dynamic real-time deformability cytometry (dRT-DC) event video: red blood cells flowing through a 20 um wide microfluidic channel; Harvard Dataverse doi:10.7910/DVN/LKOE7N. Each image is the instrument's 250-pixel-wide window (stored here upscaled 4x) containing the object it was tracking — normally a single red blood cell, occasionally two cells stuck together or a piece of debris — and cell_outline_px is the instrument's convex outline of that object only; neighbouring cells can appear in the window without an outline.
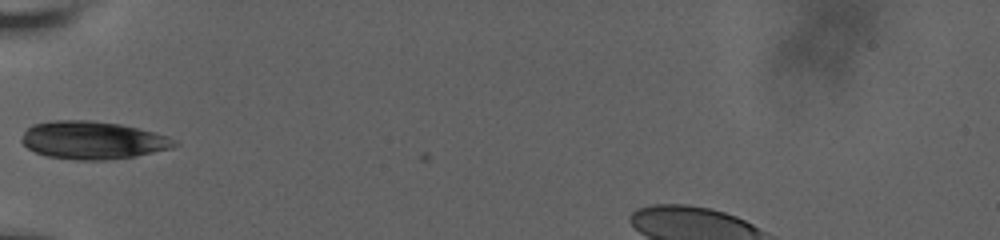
{"species": "human", "species_latin": "Homo sapiens", "temperature_condition": "room temperature", "stored_images_in_passage": 46, "camera_frame_rate_fps": 3000, "um_per_image_px": 0.085, "donor": {"sex": "male"}, "frame": {"image": 1, "passage_image": 1, "time_ms": 0.0, "image_size_px": [1000, 240], "cell_outline_px": [[180, 144], [172, 148], [136, 156], [108, 160], [76, 160], [48, 156], [36, 152], [28, 148], [20, 140], [24, 132], [32, 124], [52, 120], [92, 120], [120, 124], [168, 136], [176, 140]], "centroid_in_image_um": [7.89, 11.92], "position_along_channel_um": 77.1, "area_um2": 33.76}}
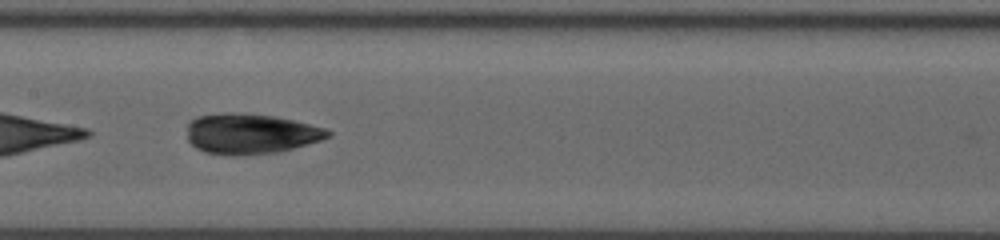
{"frame": {"image": 2, "passage_image": 11, "time_ms": 3.0, "image_size_px": [1000, 240], "cell_outline_px": [[332, 136], [320, 140], [292, 148], [276, 152], [236, 156], [228, 156], [204, 152], [196, 148], [188, 140], [188, 120], [196, 116], [224, 112], [236, 112], [272, 116], [292, 120], [324, 128], [332, 132]], "centroid_in_image_um": [21.24, 11.37], "position_along_channel_um": 186.2, "area_um2": 33.18}}
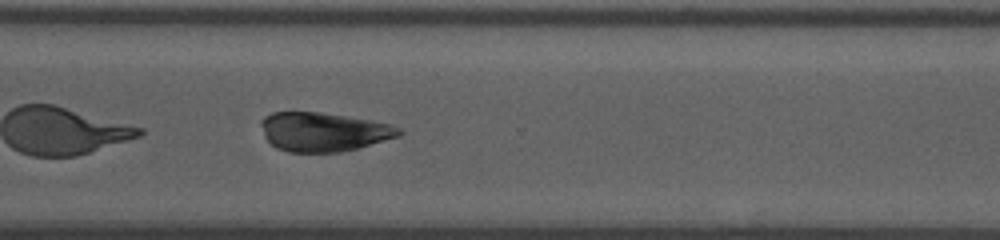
{"frame": {"image": 3, "passage_image": 34, "time_ms": 7.333, "image_size_px": [1000, 240], "cell_outline_px": [[404, 132], [400, 136], [356, 148], [340, 152], [288, 152], [276, 148], [264, 136], [260, 124], [260, 120], [264, 116], [272, 112], [320, 112], [392, 124], [400, 128]], "centroid_in_image_um": [27.48, 11.2], "position_along_channel_um": 343.1, "area_um2": 31.27}, "authors_computed_cell_mechanics": {"area_um2": 32.4258, "velocity_mm_per_s": 3.6414, "shape_relaxation_time_tau1_ms": 1.1953, "shape_relaxation_time_tau2_ms": 10.2534, "deformation_change_tau1": 0.0523, "deformation_change_tau2": 0.1334}}